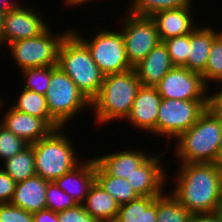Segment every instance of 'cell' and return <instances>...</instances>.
Returning <instances> with one entry per match:
<instances>
[{"label":"cell","instance_id":"cell-1","mask_svg":"<svg viewBox=\"0 0 222 222\" xmlns=\"http://www.w3.org/2000/svg\"><path fill=\"white\" fill-rule=\"evenodd\" d=\"M171 194L192 214L212 213L221 202V168L216 163H181Z\"/></svg>","mask_w":222,"mask_h":222},{"label":"cell","instance_id":"cell-2","mask_svg":"<svg viewBox=\"0 0 222 222\" xmlns=\"http://www.w3.org/2000/svg\"><path fill=\"white\" fill-rule=\"evenodd\" d=\"M176 140L173 156L179 163H216L222 145V123L206 109Z\"/></svg>","mask_w":222,"mask_h":222},{"label":"cell","instance_id":"cell-3","mask_svg":"<svg viewBox=\"0 0 222 222\" xmlns=\"http://www.w3.org/2000/svg\"><path fill=\"white\" fill-rule=\"evenodd\" d=\"M140 87L141 82L134 69L104 76L98 95L91 101L97 124L125 120Z\"/></svg>","mask_w":222,"mask_h":222},{"label":"cell","instance_id":"cell-4","mask_svg":"<svg viewBox=\"0 0 222 222\" xmlns=\"http://www.w3.org/2000/svg\"><path fill=\"white\" fill-rule=\"evenodd\" d=\"M57 66L73 80L90 102L98 95L104 75L87 46L72 31L60 44Z\"/></svg>","mask_w":222,"mask_h":222},{"label":"cell","instance_id":"cell-5","mask_svg":"<svg viewBox=\"0 0 222 222\" xmlns=\"http://www.w3.org/2000/svg\"><path fill=\"white\" fill-rule=\"evenodd\" d=\"M61 129L64 128L54 129L46 137L30 144L34 152L36 175L49 182L60 178L82 162L76 156L71 139Z\"/></svg>","mask_w":222,"mask_h":222},{"label":"cell","instance_id":"cell-6","mask_svg":"<svg viewBox=\"0 0 222 222\" xmlns=\"http://www.w3.org/2000/svg\"><path fill=\"white\" fill-rule=\"evenodd\" d=\"M45 98L51 117L61 127L81 110L91 107V102L58 66H51V79Z\"/></svg>","mask_w":222,"mask_h":222},{"label":"cell","instance_id":"cell-7","mask_svg":"<svg viewBox=\"0 0 222 222\" xmlns=\"http://www.w3.org/2000/svg\"><path fill=\"white\" fill-rule=\"evenodd\" d=\"M71 30L53 34L49 27L39 36L7 44L21 71L27 68L57 66L58 51L63 39Z\"/></svg>","mask_w":222,"mask_h":222},{"label":"cell","instance_id":"cell-8","mask_svg":"<svg viewBox=\"0 0 222 222\" xmlns=\"http://www.w3.org/2000/svg\"><path fill=\"white\" fill-rule=\"evenodd\" d=\"M71 31L87 46L92 59L104 76L133 69L127 59L124 38L120 30L99 31L93 39L90 37L91 40L82 38L76 30Z\"/></svg>","mask_w":222,"mask_h":222},{"label":"cell","instance_id":"cell-9","mask_svg":"<svg viewBox=\"0 0 222 222\" xmlns=\"http://www.w3.org/2000/svg\"><path fill=\"white\" fill-rule=\"evenodd\" d=\"M207 109V100L162 99L157 119V135L172 138L191 128Z\"/></svg>","mask_w":222,"mask_h":222},{"label":"cell","instance_id":"cell-10","mask_svg":"<svg viewBox=\"0 0 222 222\" xmlns=\"http://www.w3.org/2000/svg\"><path fill=\"white\" fill-rule=\"evenodd\" d=\"M121 28L126 56L132 67L161 43L156 24L151 17L136 16L128 12Z\"/></svg>","mask_w":222,"mask_h":222},{"label":"cell","instance_id":"cell-11","mask_svg":"<svg viewBox=\"0 0 222 222\" xmlns=\"http://www.w3.org/2000/svg\"><path fill=\"white\" fill-rule=\"evenodd\" d=\"M162 99L207 100V86L200 73L174 66L155 86Z\"/></svg>","mask_w":222,"mask_h":222},{"label":"cell","instance_id":"cell-12","mask_svg":"<svg viewBox=\"0 0 222 222\" xmlns=\"http://www.w3.org/2000/svg\"><path fill=\"white\" fill-rule=\"evenodd\" d=\"M48 27L37 11L20 5L15 10L4 13L1 48L17 40L37 37Z\"/></svg>","mask_w":222,"mask_h":222},{"label":"cell","instance_id":"cell-13","mask_svg":"<svg viewBox=\"0 0 222 222\" xmlns=\"http://www.w3.org/2000/svg\"><path fill=\"white\" fill-rule=\"evenodd\" d=\"M165 153L150 156L141 166L134 170L130 177L126 178L138 196L158 197L164 193L162 191L164 185L162 184H164L167 175L160 161L161 156Z\"/></svg>","mask_w":222,"mask_h":222},{"label":"cell","instance_id":"cell-14","mask_svg":"<svg viewBox=\"0 0 222 222\" xmlns=\"http://www.w3.org/2000/svg\"><path fill=\"white\" fill-rule=\"evenodd\" d=\"M161 100L155 87L141 86L125 120L138 129L157 135L158 110Z\"/></svg>","mask_w":222,"mask_h":222},{"label":"cell","instance_id":"cell-15","mask_svg":"<svg viewBox=\"0 0 222 222\" xmlns=\"http://www.w3.org/2000/svg\"><path fill=\"white\" fill-rule=\"evenodd\" d=\"M1 124L29 145L46 137L53 129L41 118L14 109H8Z\"/></svg>","mask_w":222,"mask_h":222},{"label":"cell","instance_id":"cell-16","mask_svg":"<svg viewBox=\"0 0 222 222\" xmlns=\"http://www.w3.org/2000/svg\"><path fill=\"white\" fill-rule=\"evenodd\" d=\"M70 195L77 204H82L95 183V159L83 160L78 166L54 181Z\"/></svg>","mask_w":222,"mask_h":222},{"label":"cell","instance_id":"cell-17","mask_svg":"<svg viewBox=\"0 0 222 222\" xmlns=\"http://www.w3.org/2000/svg\"><path fill=\"white\" fill-rule=\"evenodd\" d=\"M191 4L155 13L154 20L161 42L172 37L190 34L197 26L193 23ZM192 16V17H191Z\"/></svg>","mask_w":222,"mask_h":222},{"label":"cell","instance_id":"cell-18","mask_svg":"<svg viewBox=\"0 0 222 222\" xmlns=\"http://www.w3.org/2000/svg\"><path fill=\"white\" fill-rule=\"evenodd\" d=\"M173 67L167 48L161 42L133 69L141 82V86L155 87Z\"/></svg>","mask_w":222,"mask_h":222},{"label":"cell","instance_id":"cell-19","mask_svg":"<svg viewBox=\"0 0 222 222\" xmlns=\"http://www.w3.org/2000/svg\"><path fill=\"white\" fill-rule=\"evenodd\" d=\"M48 182L38 175L17 182L10 204L31 213L45 210Z\"/></svg>","mask_w":222,"mask_h":222},{"label":"cell","instance_id":"cell-20","mask_svg":"<svg viewBox=\"0 0 222 222\" xmlns=\"http://www.w3.org/2000/svg\"><path fill=\"white\" fill-rule=\"evenodd\" d=\"M144 153L128 149L94 159L109 175L126 179L150 157L149 154Z\"/></svg>","mask_w":222,"mask_h":222},{"label":"cell","instance_id":"cell-21","mask_svg":"<svg viewBox=\"0 0 222 222\" xmlns=\"http://www.w3.org/2000/svg\"><path fill=\"white\" fill-rule=\"evenodd\" d=\"M218 33L214 28L206 26L193 30L190 33L188 61L183 67L201 74L206 68L213 40Z\"/></svg>","mask_w":222,"mask_h":222},{"label":"cell","instance_id":"cell-22","mask_svg":"<svg viewBox=\"0 0 222 222\" xmlns=\"http://www.w3.org/2000/svg\"><path fill=\"white\" fill-rule=\"evenodd\" d=\"M81 205L99 222H114L120 208L118 202L96 181Z\"/></svg>","mask_w":222,"mask_h":222},{"label":"cell","instance_id":"cell-23","mask_svg":"<svg viewBox=\"0 0 222 222\" xmlns=\"http://www.w3.org/2000/svg\"><path fill=\"white\" fill-rule=\"evenodd\" d=\"M157 197H138L121 205L114 222H156Z\"/></svg>","mask_w":222,"mask_h":222},{"label":"cell","instance_id":"cell-24","mask_svg":"<svg viewBox=\"0 0 222 222\" xmlns=\"http://www.w3.org/2000/svg\"><path fill=\"white\" fill-rule=\"evenodd\" d=\"M95 181L109 193L118 204L124 205L139 196L132 189L127 179L109 175L95 160Z\"/></svg>","mask_w":222,"mask_h":222},{"label":"cell","instance_id":"cell-25","mask_svg":"<svg viewBox=\"0 0 222 222\" xmlns=\"http://www.w3.org/2000/svg\"><path fill=\"white\" fill-rule=\"evenodd\" d=\"M12 107L20 112L43 119L53 130L62 128L51 117L45 95L23 88Z\"/></svg>","mask_w":222,"mask_h":222},{"label":"cell","instance_id":"cell-26","mask_svg":"<svg viewBox=\"0 0 222 222\" xmlns=\"http://www.w3.org/2000/svg\"><path fill=\"white\" fill-rule=\"evenodd\" d=\"M3 170L17 183L36 175L33 147L29 145L22 152L3 161Z\"/></svg>","mask_w":222,"mask_h":222},{"label":"cell","instance_id":"cell-27","mask_svg":"<svg viewBox=\"0 0 222 222\" xmlns=\"http://www.w3.org/2000/svg\"><path fill=\"white\" fill-rule=\"evenodd\" d=\"M192 216L172 194L165 192L157 197L156 222H191Z\"/></svg>","mask_w":222,"mask_h":222},{"label":"cell","instance_id":"cell-28","mask_svg":"<svg viewBox=\"0 0 222 222\" xmlns=\"http://www.w3.org/2000/svg\"><path fill=\"white\" fill-rule=\"evenodd\" d=\"M191 1L192 0H133L128 12L136 16L152 17L159 11L190 5Z\"/></svg>","mask_w":222,"mask_h":222},{"label":"cell","instance_id":"cell-29","mask_svg":"<svg viewBox=\"0 0 222 222\" xmlns=\"http://www.w3.org/2000/svg\"><path fill=\"white\" fill-rule=\"evenodd\" d=\"M201 75L206 85L209 81L222 84V31L213 40L206 68Z\"/></svg>","mask_w":222,"mask_h":222},{"label":"cell","instance_id":"cell-30","mask_svg":"<svg viewBox=\"0 0 222 222\" xmlns=\"http://www.w3.org/2000/svg\"><path fill=\"white\" fill-rule=\"evenodd\" d=\"M21 73L25 77L24 89L46 94L51 79V66L27 68Z\"/></svg>","mask_w":222,"mask_h":222},{"label":"cell","instance_id":"cell-31","mask_svg":"<svg viewBox=\"0 0 222 222\" xmlns=\"http://www.w3.org/2000/svg\"><path fill=\"white\" fill-rule=\"evenodd\" d=\"M174 66L183 67L189 56L190 34L168 38L162 41Z\"/></svg>","mask_w":222,"mask_h":222},{"label":"cell","instance_id":"cell-32","mask_svg":"<svg viewBox=\"0 0 222 222\" xmlns=\"http://www.w3.org/2000/svg\"><path fill=\"white\" fill-rule=\"evenodd\" d=\"M45 198L46 209L53 212H61L78 205L76 201L66 192L62 191L54 181L48 182Z\"/></svg>","mask_w":222,"mask_h":222},{"label":"cell","instance_id":"cell-33","mask_svg":"<svg viewBox=\"0 0 222 222\" xmlns=\"http://www.w3.org/2000/svg\"><path fill=\"white\" fill-rule=\"evenodd\" d=\"M29 144L13 132L0 126V158L5 161L22 152Z\"/></svg>","mask_w":222,"mask_h":222},{"label":"cell","instance_id":"cell-34","mask_svg":"<svg viewBox=\"0 0 222 222\" xmlns=\"http://www.w3.org/2000/svg\"><path fill=\"white\" fill-rule=\"evenodd\" d=\"M0 222H33V213L10 203L0 204Z\"/></svg>","mask_w":222,"mask_h":222},{"label":"cell","instance_id":"cell-35","mask_svg":"<svg viewBox=\"0 0 222 222\" xmlns=\"http://www.w3.org/2000/svg\"><path fill=\"white\" fill-rule=\"evenodd\" d=\"M58 222H99L92 217L82 205L68 208L64 211L57 212Z\"/></svg>","mask_w":222,"mask_h":222},{"label":"cell","instance_id":"cell-36","mask_svg":"<svg viewBox=\"0 0 222 222\" xmlns=\"http://www.w3.org/2000/svg\"><path fill=\"white\" fill-rule=\"evenodd\" d=\"M15 187L16 182L0 168V204L11 202Z\"/></svg>","mask_w":222,"mask_h":222},{"label":"cell","instance_id":"cell-37","mask_svg":"<svg viewBox=\"0 0 222 222\" xmlns=\"http://www.w3.org/2000/svg\"><path fill=\"white\" fill-rule=\"evenodd\" d=\"M207 109L222 123V88L212 96H208Z\"/></svg>","mask_w":222,"mask_h":222},{"label":"cell","instance_id":"cell-38","mask_svg":"<svg viewBox=\"0 0 222 222\" xmlns=\"http://www.w3.org/2000/svg\"><path fill=\"white\" fill-rule=\"evenodd\" d=\"M33 222H58L57 212L45 209L33 213Z\"/></svg>","mask_w":222,"mask_h":222},{"label":"cell","instance_id":"cell-39","mask_svg":"<svg viewBox=\"0 0 222 222\" xmlns=\"http://www.w3.org/2000/svg\"><path fill=\"white\" fill-rule=\"evenodd\" d=\"M191 222H220V220L215 212H212L193 214Z\"/></svg>","mask_w":222,"mask_h":222},{"label":"cell","instance_id":"cell-40","mask_svg":"<svg viewBox=\"0 0 222 222\" xmlns=\"http://www.w3.org/2000/svg\"><path fill=\"white\" fill-rule=\"evenodd\" d=\"M20 6L19 3H16L13 0H0V11L3 13L13 11Z\"/></svg>","mask_w":222,"mask_h":222},{"label":"cell","instance_id":"cell-41","mask_svg":"<svg viewBox=\"0 0 222 222\" xmlns=\"http://www.w3.org/2000/svg\"><path fill=\"white\" fill-rule=\"evenodd\" d=\"M89 1H92V0H65V2H66V4H68V6H80L81 4L83 5V4H86V2H88L89 3ZM70 4V5H69Z\"/></svg>","mask_w":222,"mask_h":222},{"label":"cell","instance_id":"cell-42","mask_svg":"<svg viewBox=\"0 0 222 222\" xmlns=\"http://www.w3.org/2000/svg\"><path fill=\"white\" fill-rule=\"evenodd\" d=\"M215 214L217 215V217L219 218L220 222H222V200L221 202L217 205V207L215 208Z\"/></svg>","mask_w":222,"mask_h":222},{"label":"cell","instance_id":"cell-43","mask_svg":"<svg viewBox=\"0 0 222 222\" xmlns=\"http://www.w3.org/2000/svg\"><path fill=\"white\" fill-rule=\"evenodd\" d=\"M3 17H4V13L0 11V50H1V35H2V29H3Z\"/></svg>","mask_w":222,"mask_h":222},{"label":"cell","instance_id":"cell-44","mask_svg":"<svg viewBox=\"0 0 222 222\" xmlns=\"http://www.w3.org/2000/svg\"><path fill=\"white\" fill-rule=\"evenodd\" d=\"M216 164L222 169V145H221V149H220L218 158L216 160Z\"/></svg>","mask_w":222,"mask_h":222},{"label":"cell","instance_id":"cell-45","mask_svg":"<svg viewBox=\"0 0 222 222\" xmlns=\"http://www.w3.org/2000/svg\"><path fill=\"white\" fill-rule=\"evenodd\" d=\"M220 192H221V200H222V169H221V185H220Z\"/></svg>","mask_w":222,"mask_h":222},{"label":"cell","instance_id":"cell-46","mask_svg":"<svg viewBox=\"0 0 222 222\" xmlns=\"http://www.w3.org/2000/svg\"><path fill=\"white\" fill-rule=\"evenodd\" d=\"M4 101H3V98L0 100V108L2 107V106H4L5 104L3 103ZM3 104V105H2ZM2 124H1V119H0V126H1Z\"/></svg>","mask_w":222,"mask_h":222}]
</instances>
